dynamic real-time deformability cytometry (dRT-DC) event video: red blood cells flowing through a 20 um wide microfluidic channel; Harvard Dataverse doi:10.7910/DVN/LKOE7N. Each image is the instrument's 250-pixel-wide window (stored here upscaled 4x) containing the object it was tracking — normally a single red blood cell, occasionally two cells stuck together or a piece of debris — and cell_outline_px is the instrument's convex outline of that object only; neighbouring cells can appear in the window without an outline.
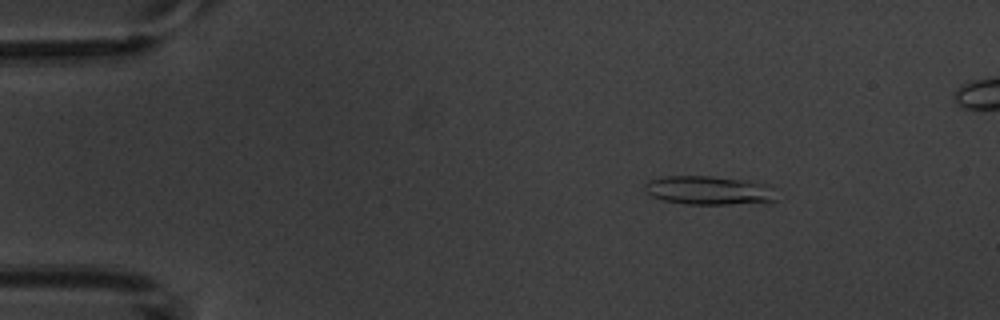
{"species": "common noctule bat (a hibernating species)", "species_latin": "Nyctalus noctula", "temperature_condition": "warm", "stored_images_in_passage": 3, "camera_frame_rate_fps": 3000, "um_per_image_px": 0.085, "animal": {"sex": "male", "body_mass_g": 20.1, "forearm_length_mm": 53.5}, "frame": {"image": 1, "passage_image": 1, "time_ms": 0.0, "image_size_px": [1000, 320], "cell_outline_px": [[776, 200], [772, 204], [684, 204], [664, 200], [652, 196], [644, 188], [644, 184], [648, 180], [664, 176], [712, 176], [748, 180], [764, 184]], "centroid_in_image_um": [60.24, 16.19], "position_along_channel_um": 24.8, "area_um2": 22.14}}